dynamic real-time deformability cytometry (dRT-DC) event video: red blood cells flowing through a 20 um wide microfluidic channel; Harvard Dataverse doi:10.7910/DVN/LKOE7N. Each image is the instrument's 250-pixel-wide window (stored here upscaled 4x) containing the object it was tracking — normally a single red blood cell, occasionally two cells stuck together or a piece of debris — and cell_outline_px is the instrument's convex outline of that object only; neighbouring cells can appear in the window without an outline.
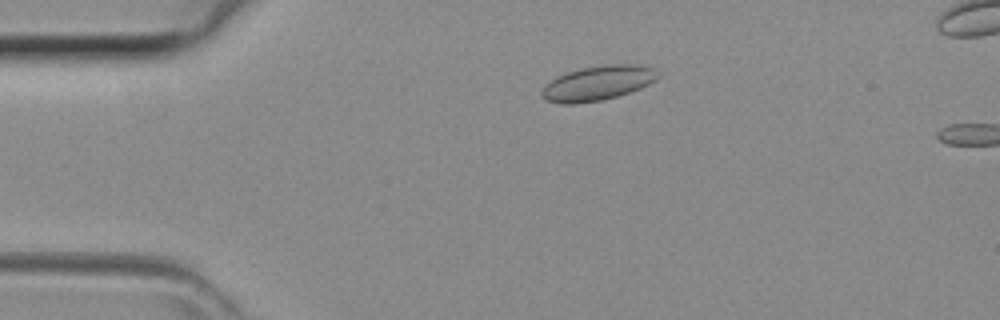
{"species": "common noctule bat (a hibernating species)", "species_latin": "Nyctalus noctula", "temperature_condition": "room temperature", "stored_images_in_passage": 8, "camera_frame_rate_fps": 3000, "um_per_image_px": 0.085, "animal": {"sex": "female", "body_mass_g": 29.2, "forearm_length_mm": 56.3}, "frame": {"image": 1, "passage_image": 6, "time_ms": 1.667, "image_size_px": [1000, 320], "cell_outline_px": [[660, 76], [656, 80], [640, 88], [616, 96], [600, 100], [572, 104], [564, 104], [544, 100], [540, 96], [540, 92], [544, 84], [568, 72], [580, 68], [604, 64], [640, 64], [656, 68]], "centroid_in_image_um": [50.82, 7.05], "position_along_channel_um": 34.2, "area_um2": 23.52}}